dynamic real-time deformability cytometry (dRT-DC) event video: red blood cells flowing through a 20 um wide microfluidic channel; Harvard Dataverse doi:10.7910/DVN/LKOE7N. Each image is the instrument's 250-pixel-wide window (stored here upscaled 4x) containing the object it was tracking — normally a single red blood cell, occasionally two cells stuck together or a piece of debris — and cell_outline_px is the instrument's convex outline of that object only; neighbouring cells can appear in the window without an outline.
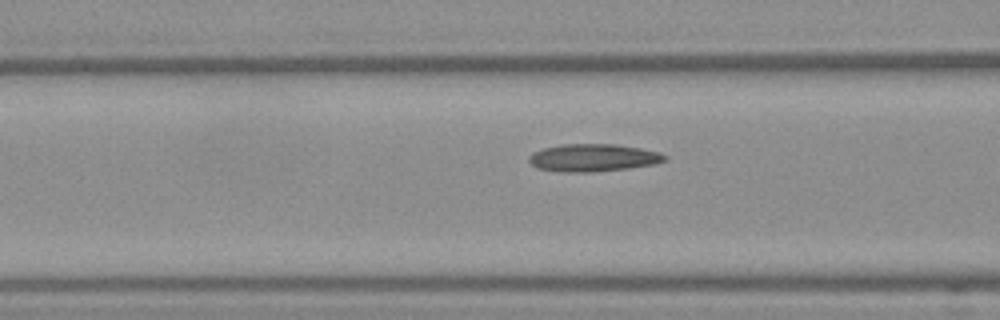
{"species": "Egyptian fruit bat (a non-hibernating species)", "species_latin": "Rousettus aegyptiacus", "temperature_condition": "warm", "stored_images_in_passage": 15, "camera_frame_rate_fps": 3000, "um_per_image_px": 0.085, "frame": {"image": 1, "passage_image": 13, "time_ms": 4.0, "image_size_px": [1000, 320], "cell_outline_px": [[668, 160], [656, 164], [628, 168], [592, 172], [564, 172], [536, 168], [528, 160], [528, 156], [532, 152], [544, 148], [564, 144], [616, 144], [640, 148], [660, 152], [668, 156]], "centroid_in_image_um": [50.44, 13.41], "position_along_channel_um": 116.2, "area_um2": 21.96}}